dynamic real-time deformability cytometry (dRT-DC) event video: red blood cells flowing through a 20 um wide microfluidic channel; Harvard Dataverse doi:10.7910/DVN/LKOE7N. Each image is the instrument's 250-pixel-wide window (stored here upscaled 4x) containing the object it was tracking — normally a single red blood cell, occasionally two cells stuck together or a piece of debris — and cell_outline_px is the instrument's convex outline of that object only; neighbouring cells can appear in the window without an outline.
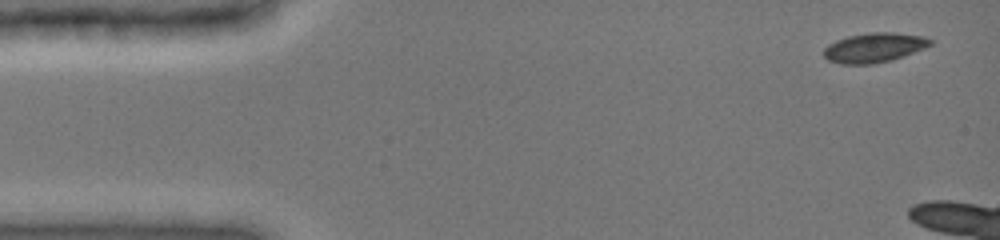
{"species": "common noctule bat (a hibernating species)", "species_latin": "Nyctalus noctula", "temperature_condition": "cold", "stored_images_in_passage": 11, "camera_frame_rate_fps": 3000, "um_per_image_px": 0.085, "animal": {"sex": "female", "body_mass_g": 19.0, "forearm_length_mm": 51.5}, "frame": {"image": 1, "passage_image": 1, "time_ms": 0.0, "image_size_px": [1000, 240], "cell_outline_px": [[932, 44], [924, 48], [892, 60], [872, 64], [840, 64], [828, 60], [824, 56], [824, 48], [828, 44], [836, 40], [848, 36], [868, 32], [892, 32], [924, 36], [932, 40]], "centroid_in_image_um": [74.29, 4.04], "position_along_channel_um": 10.7, "area_um2": 18.38}}